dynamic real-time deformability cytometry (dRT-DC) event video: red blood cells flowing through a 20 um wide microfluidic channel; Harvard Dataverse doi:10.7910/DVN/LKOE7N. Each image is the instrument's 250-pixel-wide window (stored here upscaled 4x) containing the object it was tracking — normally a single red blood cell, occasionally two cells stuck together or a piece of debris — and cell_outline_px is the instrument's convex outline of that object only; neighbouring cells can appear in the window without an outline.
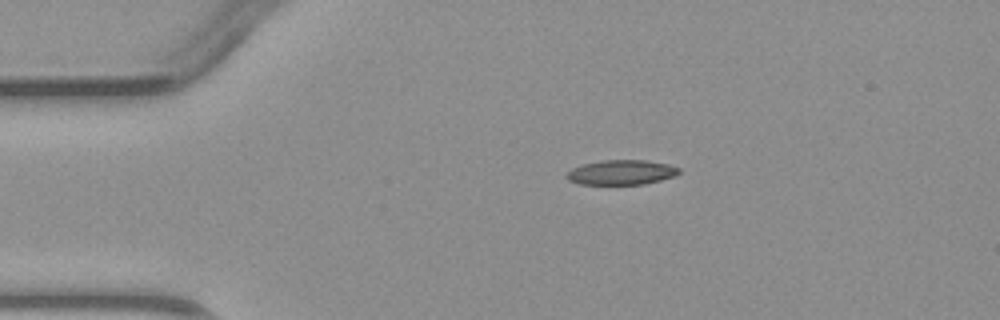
{"species": "common noctule bat (a hibernating species)", "species_latin": "Nyctalus noctula", "temperature_condition": "warm", "stored_images_in_passage": 3, "camera_frame_rate_fps": 3000, "um_per_image_px": 0.085, "animal": {"sex": "male", "body_mass_g": 23.1, "forearm_length_mm": 52.7}, "frame": {"image": 1, "passage_image": 2, "time_ms": 1.333, "image_size_px": [1000, 320], "cell_outline_px": [[680, 172], [676, 176], [644, 184], [580, 184], [568, 180], [564, 176], [572, 168], [584, 164], [604, 160], [644, 160], [668, 164], [680, 168]], "centroid_in_image_um": [52.83, 14.65], "position_along_channel_um": 32.2, "area_um2": 16.18}}